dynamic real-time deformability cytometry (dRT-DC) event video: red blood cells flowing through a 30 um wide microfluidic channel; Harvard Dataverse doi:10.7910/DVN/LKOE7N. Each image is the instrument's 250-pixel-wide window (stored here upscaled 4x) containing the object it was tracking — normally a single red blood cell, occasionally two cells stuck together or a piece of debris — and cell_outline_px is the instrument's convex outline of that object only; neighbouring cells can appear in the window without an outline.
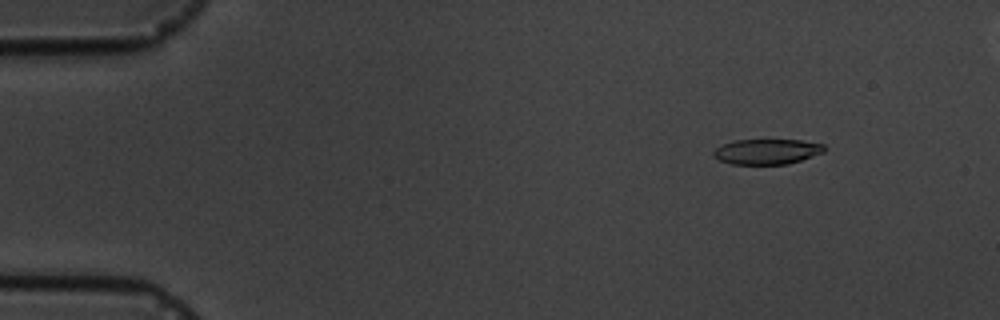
{"species": "common noctule bat (a hibernating species)", "species_latin": "Nyctalus noctula", "temperature_condition": "cold", "stored_images_in_passage": 7, "camera_frame_rate_fps": 3000, "um_per_image_px": 0.085, "animal": {"sex": "male", "body_mass_g": 19.5, "forearm_length_mm": 54.6}, "frame": {"image": 1, "passage_image": 3, "time_ms": 2.0, "image_size_px": [1000, 320], "cell_outline_px": [[824, 152], [788, 164], [732, 164], [720, 160], [712, 156], [712, 152], [716, 148], [724, 144], [736, 140], [800, 140], [824, 144]], "centroid_in_image_um": [65.17, 12.88], "position_along_channel_um": 19.8, "area_um2": 16.18}}
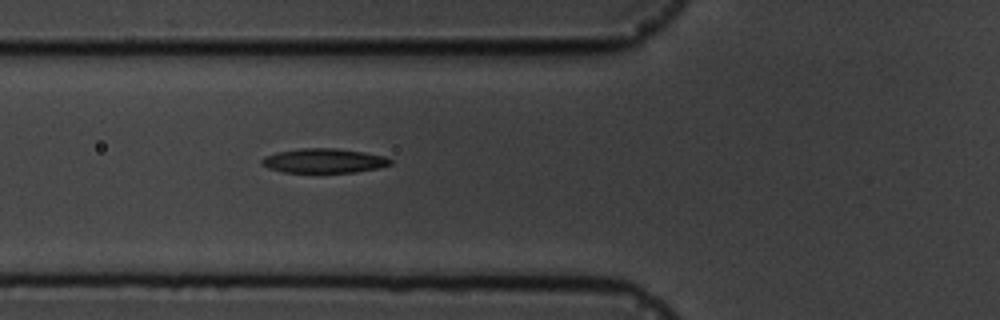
{"frame": {"image": 2, "passage_image": 7, "time_ms": 6.667, "image_size_px": [1000, 320], "cell_outline_px": [[392, 164], [380, 168], [356, 172], [284, 172], [268, 168], [260, 164], [260, 160], [264, 156], [276, 152], [300, 148], [336, 148], [364, 152], [384, 156], [392, 160]], "centroid_in_image_um": [27.52, 13.66], "position_along_channel_um": 98.3, "area_um2": 18.44}}